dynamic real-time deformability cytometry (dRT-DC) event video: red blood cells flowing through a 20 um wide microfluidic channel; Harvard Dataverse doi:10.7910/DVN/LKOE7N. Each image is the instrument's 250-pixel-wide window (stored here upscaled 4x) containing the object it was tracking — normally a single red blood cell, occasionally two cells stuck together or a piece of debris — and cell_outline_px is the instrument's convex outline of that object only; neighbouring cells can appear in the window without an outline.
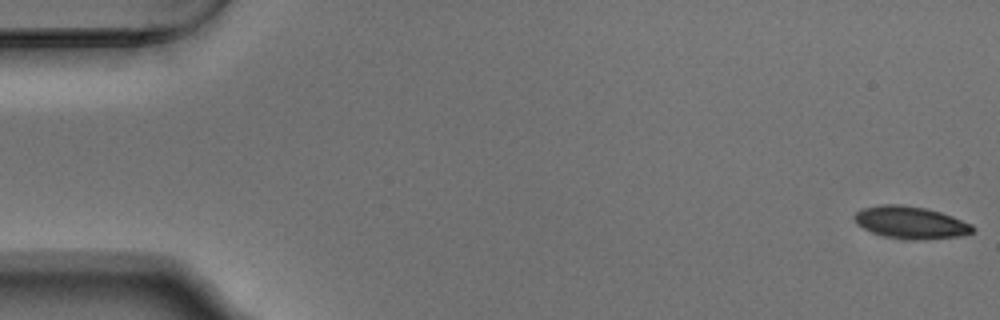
{"species": "Egyptian fruit bat (a non-hibernating species)", "species_latin": "Rousettus aegyptiacus", "temperature_condition": "warm", "stored_images_in_passage": 54, "camera_frame_rate_fps": 3000, "um_per_image_px": 0.085, "animal": {"sex": "male"}, "frame": {"image": 1, "passage_image": 1, "time_ms": 0.0, "image_size_px": [1000, 320], "cell_outline_px": [[976, 228], [972, 232], [960, 236], [916, 240], [884, 236], [872, 232], [856, 224], [852, 216], [860, 208], [880, 204], [904, 204], [924, 208], [940, 212], [952, 216], [972, 224]], "centroid_in_image_um": [77.37, 18.89], "position_along_channel_um": 7.6, "area_um2": 22.31}}
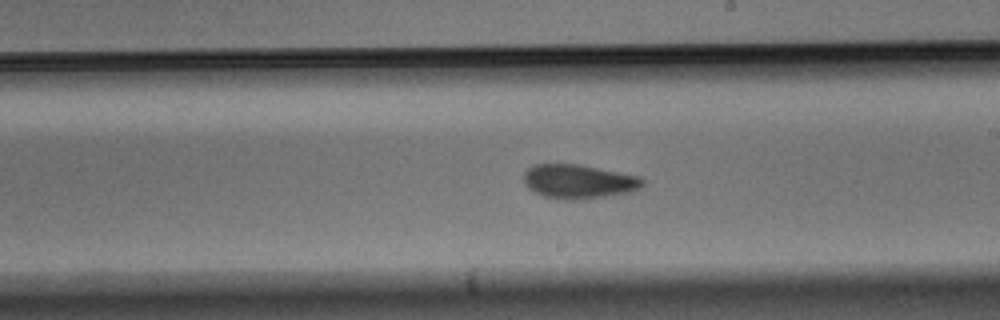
{"frame": {"image": 2, "passage_image": 31, "time_ms": 10.0, "image_size_px": [1000, 320], "cell_outline_px": [[644, 184], [640, 188], [632, 192], [604, 196], [572, 200], [564, 200], [544, 196], [528, 188], [524, 184], [524, 172], [528, 168], [536, 164], [576, 164], [640, 176], [644, 180]], "centroid_in_image_um": [49.18, 15.43], "position_along_channel_um": 239.8, "area_um2": 23.47}}
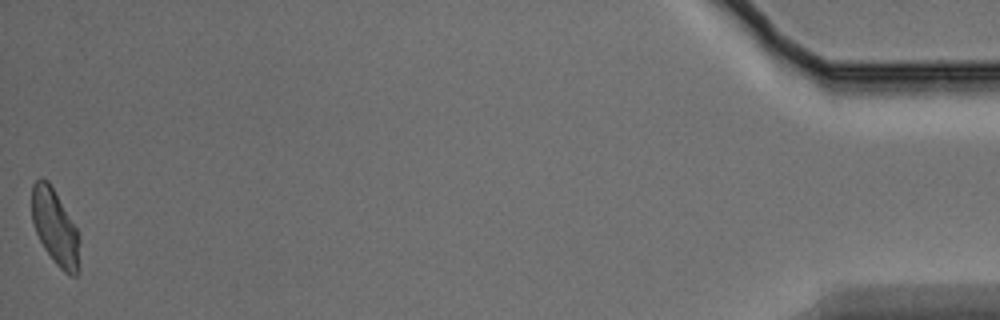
{"frame": {"image": 3, "passage_image": 54, "time_ms": 17.667, "image_size_px": [1000, 320], "cell_outline_px": [[80, 272], [76, 276], [68, 276], [56, 264], [44, 248], [36, 232], [32, 220], [32, 184], [40, 176], [48, 180], [76, 228], [80, 240]], "centroid_in_image_um": [4.71, 19.37], "position_along_channel_um": 430.5, "area_um2": 21.15}, "authors_computed_cell_mechanics": {"area_um2": 22.5998, "velocity_mm_per_s": 3.735, "shape_relaxation_time_tau1_ms": 9.6578, "shape_relaxation_time_tau2_ms": 2.4413, "deformation_change_tau1": 0.2225, "deformation_change_tau2": 0.0761}}